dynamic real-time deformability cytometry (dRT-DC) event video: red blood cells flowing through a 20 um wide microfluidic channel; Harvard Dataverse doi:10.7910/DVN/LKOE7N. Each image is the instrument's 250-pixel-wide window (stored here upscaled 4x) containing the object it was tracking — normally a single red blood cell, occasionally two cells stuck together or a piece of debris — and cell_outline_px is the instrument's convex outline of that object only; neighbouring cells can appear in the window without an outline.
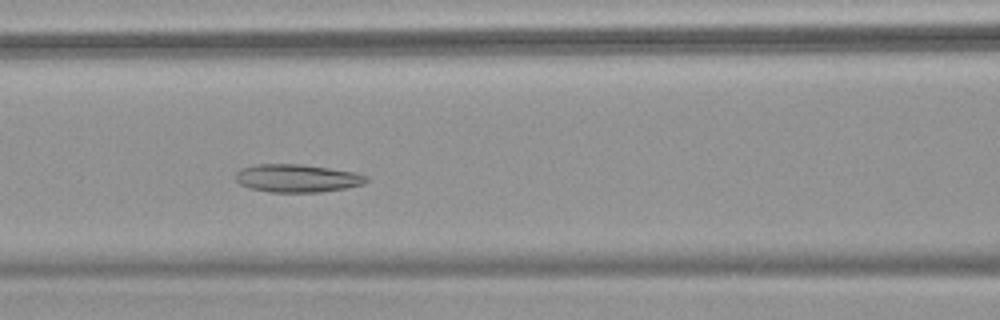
{"species": "common noctule bat (a hibernating species)", "species_latin": "Nyctalus noctula", "temperature_condition": "warm", "stored_images_in_passage": 50, "camera_frame_rate_fps": 3000, "um_per_image_px": 0.085, "animal": {"sex": "female", "body_mass_g": 18.4}, "frame": {"image": 1, "passage_image": 20, "time_ms": 6.333, "image_size_px": [1000, 320], "cell_outline_px": [[368, 180], [364, 184], [344, 188], [320, 192], [268, 192], [248, 188], [240, 184], [236, 180], [236, 172], [240, 168], [256, 164], [300, 164], [356, 172], [368, 176]], "centroid_in_image_um": [25.24, 15.15], "position_along_channel_um": 141.4, "area_um2": 21.39}}
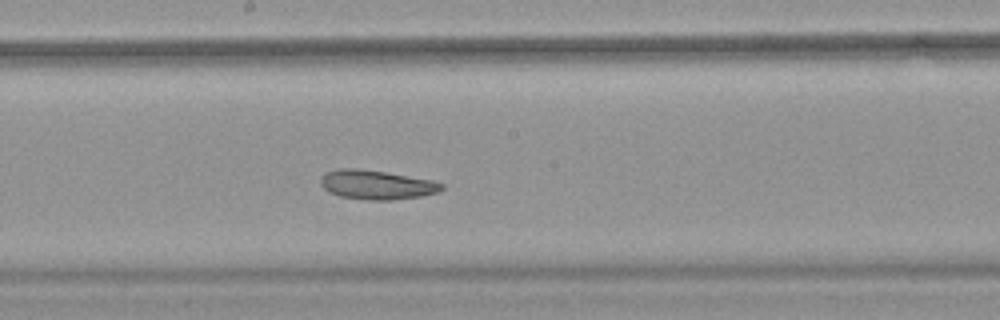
{"frame": {"image": 2, "passage_image": 26, "time_ms": 8.333, "image_size_px": [1000, 320], "cell_outline_px": [[444, 188], [440, 192], [420, 196], [392, 200], [368, 200], [340, 196], [328, 192], [320, 184], [320, 176], [324, 172], [340, 168], [356, 168], [384, 172], [432, 180], [444, 184]], "centroid_in_image_um": [31.98, 15.7], "position_along_channel_um": 216.2, "area_um2": 20.69}}
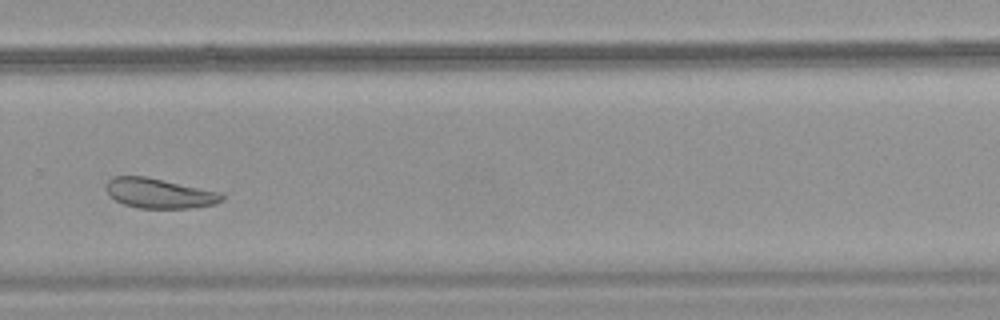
{"frame": {"image": 3, "passage_image": 34, "time_ms": 11.0, "image_size_px": [1000, 320], "cell_outline_px": [[224, 200], [216, 204], [188, 208], [140, 208], [124, 204], [116, 200], [108, 192], [108, 180], [112, 176], [144, 176], [220, 192], [224, 196]], "centroid_in_image_um": [13.57, 16.43], "position_along_channel_um": 316.2, "area_um2": 19.83}, "authors_computed_cell_mechanics": {"area_um2": 24.1893, "velocity_mm_per_s": 3.7594, "shape_relaxation_time_tau1_ms": null, "shape_relaxation_time_tau2_ms": 6.2067, "deformation_change_tau1": null, "deformation_change_tau2": 0.142}}